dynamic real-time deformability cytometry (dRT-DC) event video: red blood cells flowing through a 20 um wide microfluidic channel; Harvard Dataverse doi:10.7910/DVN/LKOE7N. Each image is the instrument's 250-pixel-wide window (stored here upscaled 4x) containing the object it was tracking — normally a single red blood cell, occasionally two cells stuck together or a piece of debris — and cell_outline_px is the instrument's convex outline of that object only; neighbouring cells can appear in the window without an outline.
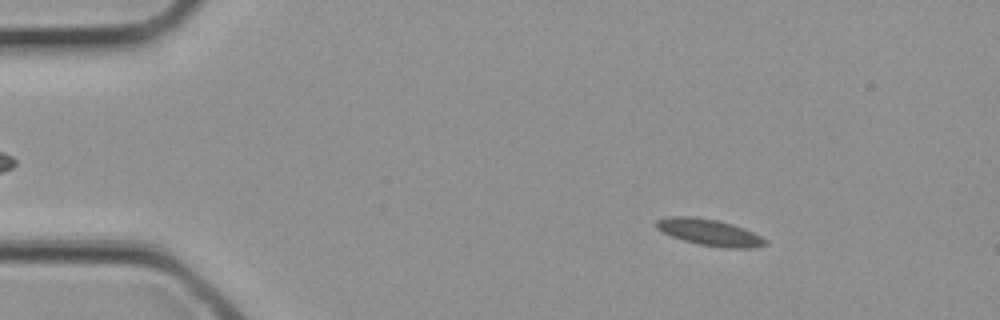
{"species": "common noctule bat (a hibernating species)", "species_latin": "Nyctalus noctula", "temperature_condition": "cold", "stored_images_in_passage": 2, "camera_frame_rate_fps": 3000, "um_per_image_px": 0.085, "animal": {"sex": "female", "body_mass_g": 21.9}, "frame": {"image": 1, "passage_image": 1, "time_ms": 0.0, "image_size_px": [1000, 320], "cell_outline_px": [[768, 244], [756, 248], [728, 248], [700, 244], [684, 240], [672, 236], [656, 228], [652, 224], [656, 220], [668, 216], [692, 216], [716, 220], [732, 224], [744, 228], [768, 240]], "centroid_in_image_um": [60.3, 19.74], "position_along_channel_um": 24.7, "area_um2": 16.82}}